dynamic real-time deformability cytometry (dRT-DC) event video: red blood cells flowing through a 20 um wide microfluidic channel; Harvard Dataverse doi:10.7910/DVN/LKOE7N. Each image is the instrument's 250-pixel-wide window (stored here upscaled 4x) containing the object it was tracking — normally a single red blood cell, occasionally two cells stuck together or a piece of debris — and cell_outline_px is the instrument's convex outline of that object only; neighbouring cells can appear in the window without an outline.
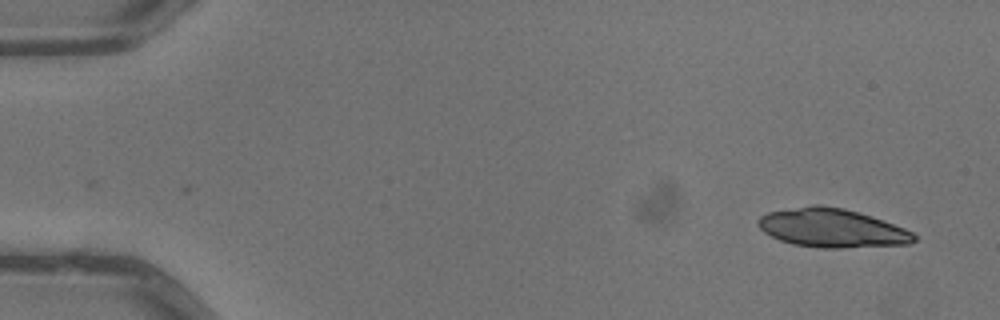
{"species": "common noctule bat (a hibernating species)", "species_latin": "Nyctalus noctula", "temperature_condition": "warm", "stored_images_in_passage": 7, "camera_frame_rate_fps": 3000, "um_per_image_px": 0.085, "animal": {"sex": "male", "body_mass_g": 13.3}, "frame": {"image": 1, "passage_image": 1, "time_ms": 0.0, "image_size_px": [1000, 320], "cell_outline_px": [[916, 240], [908, 244], [840, 248], [820, 248], [792, 244], [780, 240], [764, 232], [756, 224], [756, 220], [760, 216], [768, 212], [812, 204], [820, 204], [844, 208], [860, 212], [872, 216], [904, 228], [912, 232], [916, 236]], "centroid_in_image_um": [70.69, 19.37], "position_along_channel_um": 14.3, "area_um2": 35.37}}
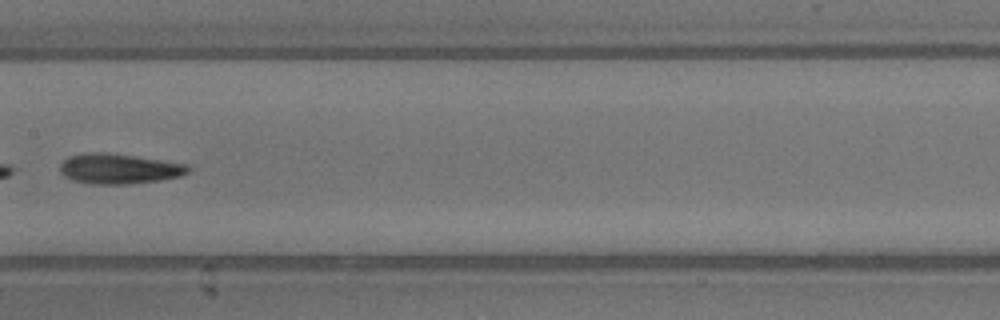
{"frame": {"image": 2, "passage_image": 7, "time_ms": 2.0, "image_size_px": [1000, 320], "cell_outline_px": [[192, 168], [188, 172], [180, 176], [160, 180], [128, 184], [92, 184], [76, 180], [64, 176], [60, 172], [60, 164], [68, 156], [88, 152], [104, 152], [188, 164]], "centroid_in_image_um": [10.11, 14.34], "position_along_channel_um": 197.3, "area_um2": 22.37}}